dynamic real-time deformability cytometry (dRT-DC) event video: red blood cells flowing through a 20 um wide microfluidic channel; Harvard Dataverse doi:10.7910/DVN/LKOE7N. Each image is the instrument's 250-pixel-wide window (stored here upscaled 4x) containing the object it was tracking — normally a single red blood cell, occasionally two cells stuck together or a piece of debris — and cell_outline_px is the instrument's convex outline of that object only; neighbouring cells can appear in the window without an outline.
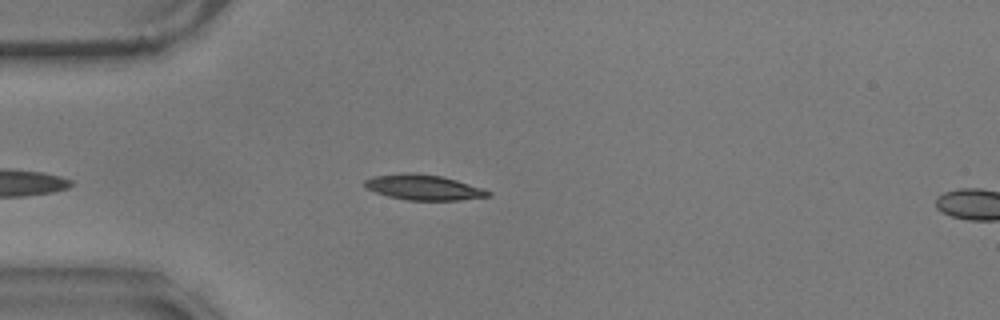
{"species": "common noctule bat (a hibernating species)", "species_latin": "Nyctalus noctula", "temperature_condition": "warm", "stored_images_in_passage": 11, "camera_frame_rate_fps": 3000, "um_per_image_px": 0.085, "animal": {"sex": "male", "body_mass_g": 17.9}, "frame": {"image": 1, "passage_image": 3, "time_ms": 0.667, "image_size_px": [1000, 320], "cell_outline_px": [[492, 196], [460, 200], [408, 200], [388, 196], [364, 188], [364, 180], [372, 176], [408, 172], [412, 172], [440, 176], [456, 180], [492, 192]], "centroid_in_image_um": [35.96, 15.92], "position_along_channel_um": 49.0, "area_um2": 18.15}}